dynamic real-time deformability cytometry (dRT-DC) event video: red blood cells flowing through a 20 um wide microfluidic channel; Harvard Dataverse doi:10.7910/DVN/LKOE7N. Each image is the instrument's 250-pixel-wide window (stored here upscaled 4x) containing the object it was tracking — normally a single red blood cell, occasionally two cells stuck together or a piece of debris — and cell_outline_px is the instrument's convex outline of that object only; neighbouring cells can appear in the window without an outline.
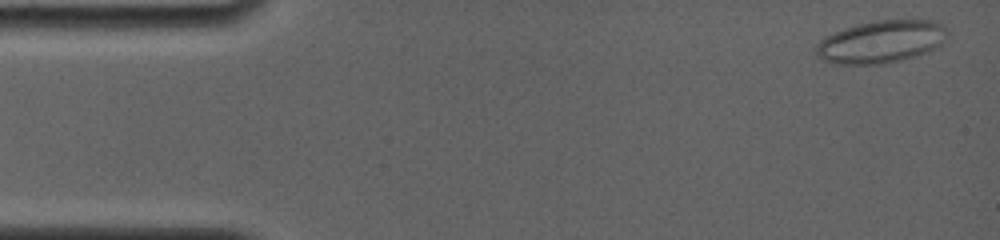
{"species": "common noctule bat (a hibernating species)", "species_latin": "Nyctalus noctula", "temperature_condition": "room temperature", "stored_images_in_passage": 49, "camera_frame_rate_fps": 4000, "um_per_image_px": 0.085, "animal": {"sex": "female", "body_mass_g": 19.0, "forearm_length_mm": 56.7}, "frame": {"image": 1, "passage_image": 1, "time_ms": 0.0, "image_size_px": [1000, 240], "cell_outline_px": [[948, 32], [928, 52], [916, 56], [900, 60], [880, 64], [832, 64], [824, 60], [816, 52], [816, 44], [824, 36], [844, 28], [856, 24], [872, 20], [936, 20], [944, 24], [948, 28]], "centroid_in_image_um": [74.86, 3.53], "position_along_channel_um": 10.1, "area_um2": 32.43}}
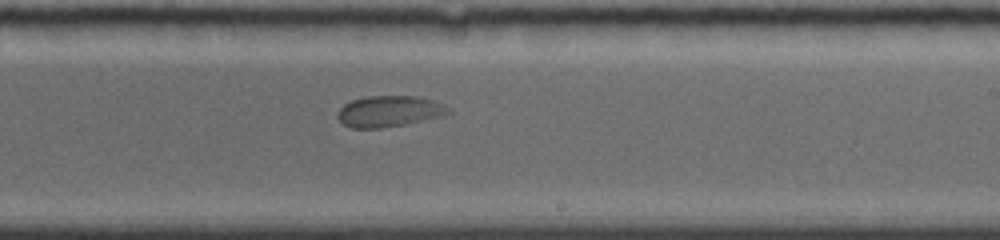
{"frame": {"image": 2, "passage_image": 27, "time_ms": 9.5, "image_size_px": [1000, 240], "cell_outline_px": [[452, 112], [444, 116], [404, 124], [380, 128], [352, 128], [344, 124], [336, 116], [336, 112], [344, 104], [352, 100], [368, 96], [420, 96], [444, 104]], "centroid_in_image_um": [33.09, 9.45], "position_along_channel_um": 255.9, "area_um2": 20.11}}
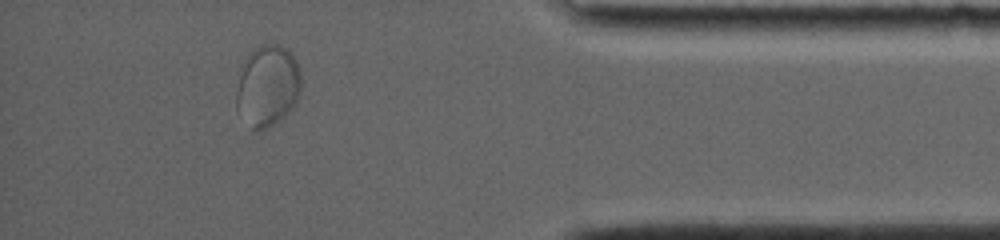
{"frame": {"image": 3, "passage_image": 43, "time_ms": 14.25, "image_size_px": [1000, 240], "cell_outline_px": [[300, 92], [296, 104], [288, 112], [272, 124], [264, 128], [252, 132], [236, 108], [236, 92], [244, 60], [248, 52], [252, 48], [260, 44], [280, 44], [288, 48], [296, 60], [300, 72]], "centroid_in_image_um": [22.74, 7.26], "position_along_channel_um": 412.5, "area_um2": 30.98}}